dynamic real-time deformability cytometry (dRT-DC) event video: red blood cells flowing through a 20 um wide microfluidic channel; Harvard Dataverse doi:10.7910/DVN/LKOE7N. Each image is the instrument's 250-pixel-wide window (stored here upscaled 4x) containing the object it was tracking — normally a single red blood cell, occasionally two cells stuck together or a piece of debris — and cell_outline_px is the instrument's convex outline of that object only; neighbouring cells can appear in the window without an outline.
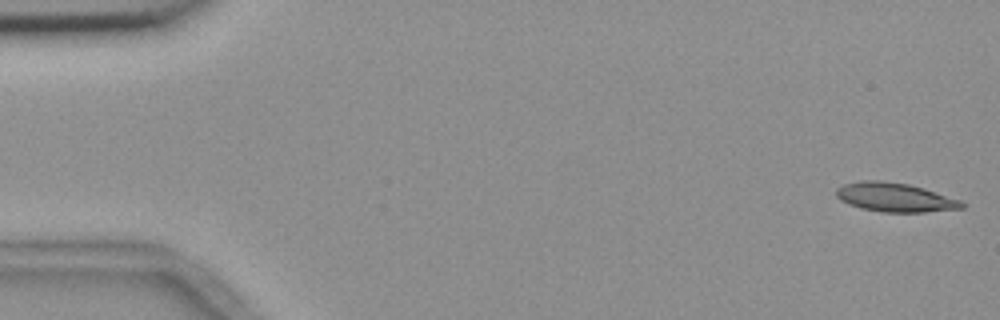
{"species": "common noctule bat (a hibernating species)", "species_latin": "Nyctalus noctula", "temperature_condition": "room temperature", "stored_images_in_passage": 55, "camera_frame_rate_fps": 3000, "um_per_image_px": 0.085, "animal": {"sex": "female", "body_mass_g": 18.4}, "frame": {"image": 1, "passage_image": 1, "time_ms": 0.0, "image_size_px": [1000, 320], "cell_outline_px": [[968, 204], [964, 208], [924, 212], [884, 212], [860, 208], [848, 204], [840, 200], [836, 196], [836, 188], [844, 184], [860, 180], [880, 180], [908, 184], [924, 188], [960, 200]], "centroid_in_image_um": [76.07, 16.77], "position_along_channel_um": 8.9, "area_um2": 21.33}}
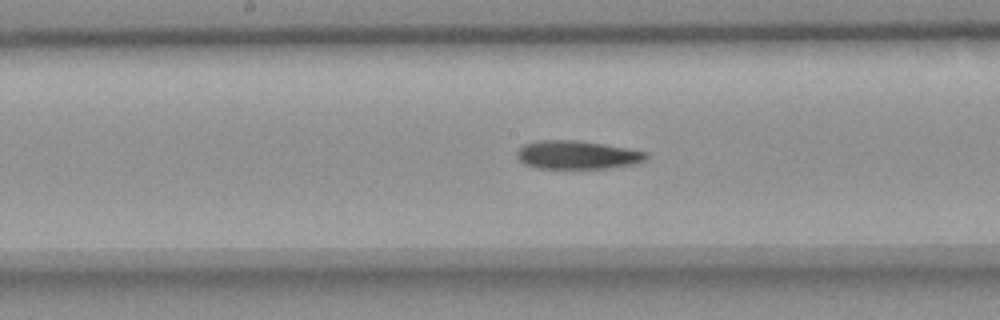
{"frame": {"image": 2, "passage_image": 28, "time_ms": 9.0, "image_size_px": [1000, 320], "cell_outline_px": [[648, 156], [644, 160], [636, 164], [604, 168], [536, 168], [524, 164], [516, 156], [516, 152], [524, 144], [536, 140], [576, 140], [648, 152]], "centroid_in_image_um": [49.02, 13.17], "position_along_channel_um": 199.2, "area_um2": 21.21}}
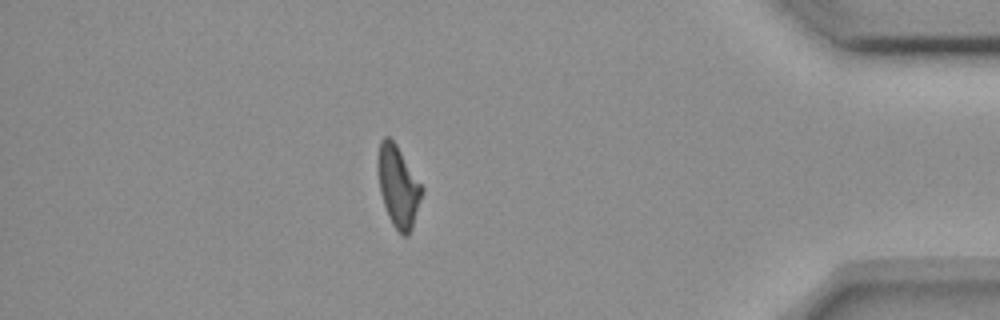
{"frame": {"image": 3, "passage_image": 48, "time_ms": 15.667, "image_size_px": [1000, 320], "cell_outline_px": [[424, 192], [412, 228], [408, 236], [404, 236], [392, 224], [388, 216], [380, 192], [376, 168], [376, 160], [380, 140], [384, 136], [388, 136], [396, 144], [424, 188]], "centroid_in_image_um": [33.83, 15.82], "position_along_channel_um": 401.4, "area_um2": 21.1}, "authors_computed_cell_mechanics": {"area_um2": 21.5016, "velocity_mm_per_s": 3.6463, "shape_relaxation_time_tau1_ms": 6.8753, "shape_relaxation_time_tau2_ms": null, "deformation_change_tau1": 0.1761, "deformation_change_tau2": null}}